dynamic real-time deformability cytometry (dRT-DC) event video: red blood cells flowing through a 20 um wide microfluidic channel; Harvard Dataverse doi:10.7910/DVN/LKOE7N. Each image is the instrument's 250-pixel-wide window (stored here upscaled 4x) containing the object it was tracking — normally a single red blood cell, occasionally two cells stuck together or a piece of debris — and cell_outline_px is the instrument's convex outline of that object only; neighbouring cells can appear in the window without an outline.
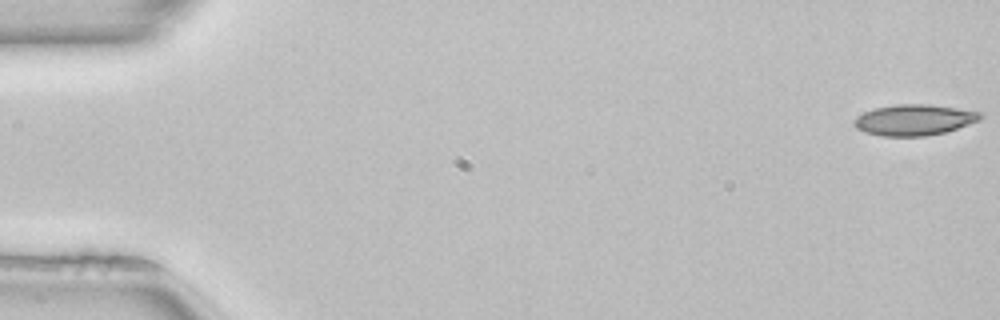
{"species": "common noctule bat (a hibernating species)", "species_latin": "Nyctalus noctula", "temperature_condition": "room temperature", "stored_images_in_passage": 51, "camera_frame_rate_fps": 3000, "um_per_image_px": 0.085, "animal": {"sex": "female", "body_mass_g": 22.7, "forearm_length_mm": 54.2}, "frame": {"image": 1, "passage_image": 1, "time_ms": 0.0, "image_size_px": [1000, 320], "cell_outline_px": [[984, 116], [980, 120], [944, 132], [924, 136], [880, 136], [864, 132], [856, 128], [852, 124], [852, 120], [864, 112], [876, 108], [896, 104], [928, 104], [956, 108], [980, 112]], "centroid_in_image_um": [77.66, 10.19], "position_along_channel_um": 7.3, "area_um2": 22.66}}
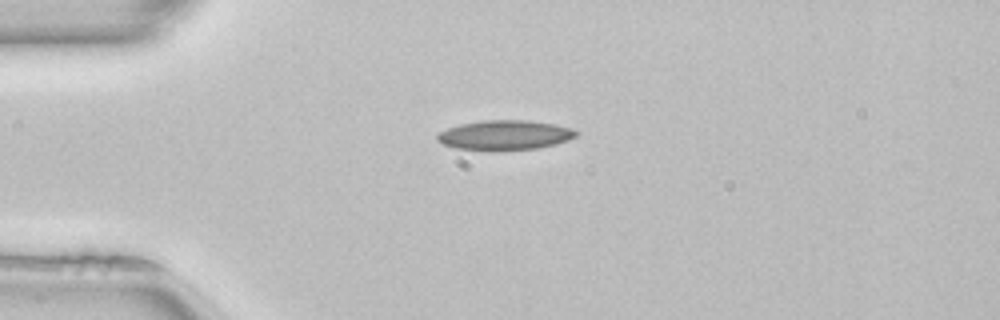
{"frame": {"image": 2, "passage_image": 13, "time_ms": 4.0, "image_size_px": [1000, 320], "cell_outline_px": [[580, 132], [576, 136], [568, 140], [556, 144], [536, 148], [496, 152], [488, 152], [456, 148], [444, 144], [436, 140], [436, 136], [440, 132], [448, 128], [460, 124], [484, 120], [524, 120], [552, 124], [572, 128]], "centroid_in_image_um": [42.89, 11.51], "position_along_channel_um": 42.1, "area_um2": 24.39}}
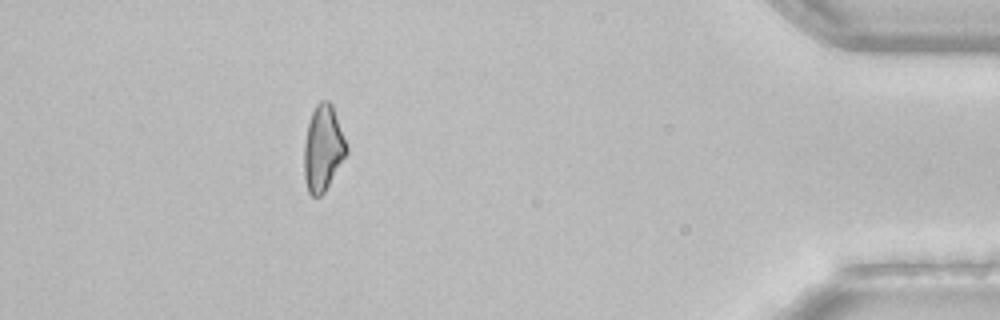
{"frame": {"image": 3, "passage_image": 46, "time_ms": 15.0, "image_size_px": [1000, 320], "cell_outline_px": [[348, 152], [324, 192], [320, 196], [312, 196], [308, 192], [304, 180], [304, 144], [308, 124], [312, 112], [316, 104], [320, 100], [328, 100], [332, 104], [348, 148]], "centroid_in_image_um": [27.44, 12.6], "position_along_channel_um": 407.8, "area_um2": 21.1}}